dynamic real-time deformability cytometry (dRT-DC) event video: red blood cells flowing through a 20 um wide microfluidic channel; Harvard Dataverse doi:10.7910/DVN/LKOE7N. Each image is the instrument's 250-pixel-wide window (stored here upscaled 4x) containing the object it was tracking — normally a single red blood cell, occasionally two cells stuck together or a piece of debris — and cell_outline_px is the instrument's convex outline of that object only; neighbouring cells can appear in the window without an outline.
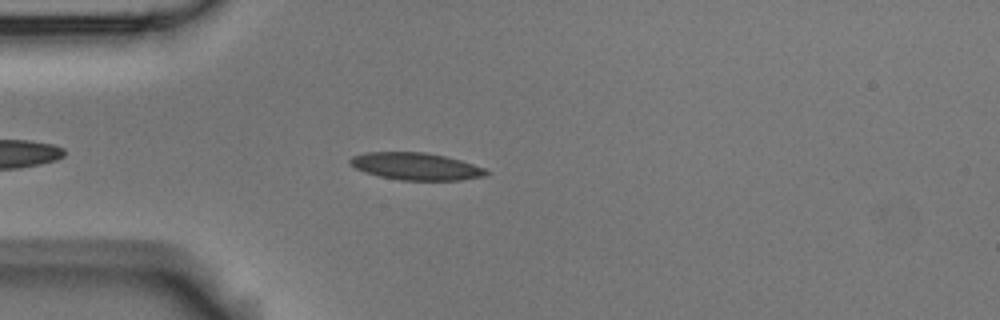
{"species": "Egyptian fruit bat (a non-hibernating species)", "species_latin": "Rousettus aegyptiacus", "temperature_condition": "room temperature", "stored_images_in_passage": 2, "camera_frame_rate_fps": 3000, "um_per_image_px": 0.085, "animal": {"sex": "male"}, "frame": {"image": 1, "passage_image": 2, "time_ms": 0.333, "image_size_px": [1000, 320], "cell_outline_px": [[488, 172], [480, 176], [460, 180], [400, 180], [380, 176], [364, 172], [348, 164], [348, 160], [352, 156], [368, 152], [424, 152], [444, 156], [460, 160], [484, 168]], "centroid_in_image_um": [35.27, 14.13], "position_along_channel_um": 49.7, "area_um2": 21.33}}